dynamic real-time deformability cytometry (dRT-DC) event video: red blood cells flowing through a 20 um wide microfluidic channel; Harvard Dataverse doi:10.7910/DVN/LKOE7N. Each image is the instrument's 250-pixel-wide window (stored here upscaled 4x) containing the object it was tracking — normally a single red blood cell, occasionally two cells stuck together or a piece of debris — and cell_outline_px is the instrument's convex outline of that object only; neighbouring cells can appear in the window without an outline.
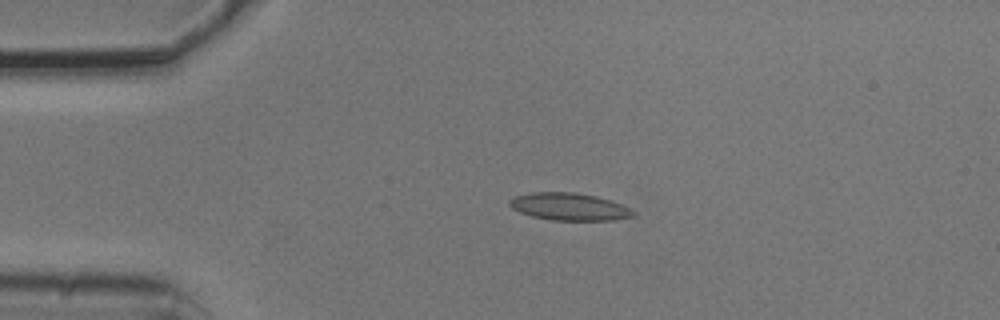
{"species": "common noctule bat (a hibernating species)", "species_latin": "Nyctalus noctula", "temperature_condition": "cold", "stored_images_in_passage": 2, "camera_frame_rate_fps": 3000, "um_per_image_px": 0.085, "animal": {"sex": "male", "body_mass_g": 20.5, "forearm_length_mm": 52.5}, "frame": {"image": 1, "passage_image": 1, "time_ms": 0.0, "image_size_px": [1000, 320], "cell_outline_px": [[636, 212], [632, 216], [612, 220], [552, 220], [532, 216], [520, 212], [512, 208], [508, 204], [508, 200], [516, 196], [532, 192], [576, 192], [596, 196], [620, 204]], "centroid_in_image_um": [48.34, 17.56], "position_along_channel_um": 36.7, "area_um2": 19.54}}